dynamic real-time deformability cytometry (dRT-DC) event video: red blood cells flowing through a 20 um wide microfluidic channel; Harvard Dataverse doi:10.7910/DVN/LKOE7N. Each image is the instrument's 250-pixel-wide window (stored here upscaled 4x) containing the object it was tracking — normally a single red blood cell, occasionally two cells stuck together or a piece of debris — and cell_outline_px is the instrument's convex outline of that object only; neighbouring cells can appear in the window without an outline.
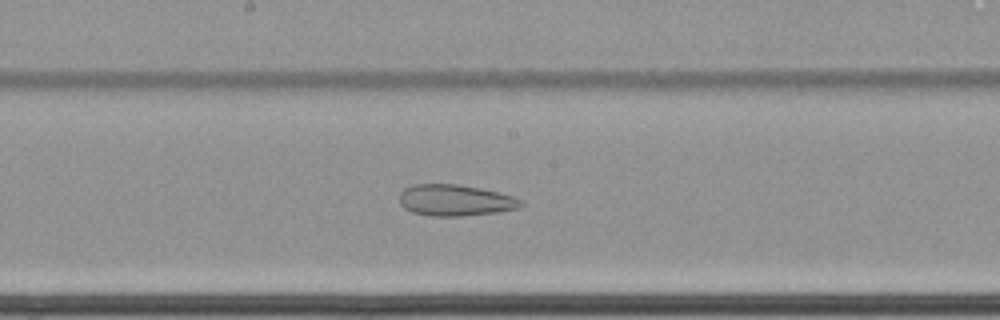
{"species": "common noctule bat (a hibernating species)", "species_latin": "Nyctalus noctula", "temperature_condition": "cold", "stored_images_in_passage": 65, "camera_frame_rate_fps": 3000, "um_per_image_px": 0.085, "animal": {"sex": "female", "body_mass_g": 22.7, "forearm_length_mm": 54.2}, "frame": {"image": 1, "passage_image": 38, "time_ms": 12.333, "image_size_px": [1000, 320], "cell_outline_px": [[524, 204], [520, 208], [496, 212], [460, 216], [432, 216], [412, 212], [404, 208], [400, 204], [400, 192], [404, 188], [412, 184], [460, 184], [480, 188], [512, 196], [524, 200]], "centroid_in_image_um": [38.69, 17.02], "position_along_channel_um": 209.5, "area_um2": 22.25}}
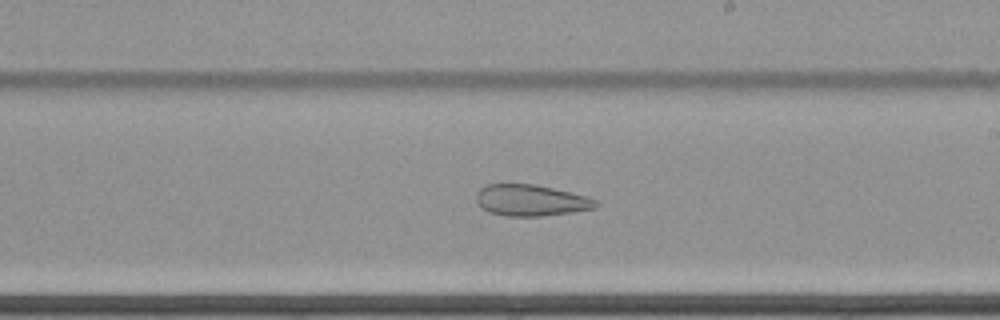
{"frame": {"image": 2, "passage_image": 41, "time_ms": 13.333, "image_size_px": [1000, 320], "cell_outline_px": [[600, 204], [596, 208], [572, 212], [540, 216], [504, 216], [488, 212], [476, 200], [476, 192], [484, 184], [536, 184], [588, 196], [596, 200]], "centroid_in_image_um": [45.14, 17.02], "position_along_channel_um": 243.9, "area_um2": 21.96}}
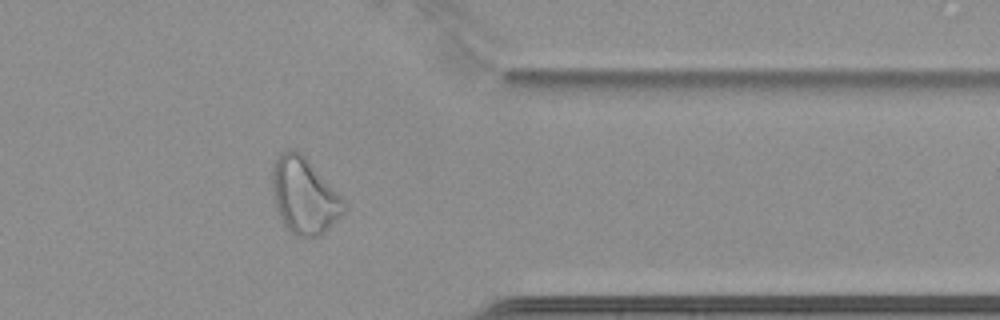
{"frame": {"image": 3, "passage_image": 54, "time_ms": 17.667, "image_size_px": [1000, 320], "cell_outline_px": [[348, 208], [320, 236], [296, 236], [288, 232], [280, 220], [272, 196], [272, 164], [276, 156], [280, 152], [288, 148], [296, 148], [308, 160], [348, 204]], "centroid_in_image_um": [25.82, 16.62], "position_along_channel_um": 385.6, "area_um2": 32.19}}